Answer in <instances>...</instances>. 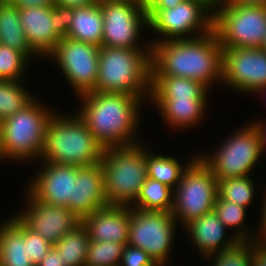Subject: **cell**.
Listing matches in <instances>:
<instances>
[{
    "label": "cell",
    "instance_id": "6da1fadb",
    "mask_svg": "<svg viewBox=\"0 0 266 266\" xmlns=\"http://www.w3.org/2000/svg\"><path fill=\"white\" fill-rule=\"evenodd\" d=\"M76 113L84 120L92 135L106 148L137 144L143 106L137 96L122 93L90 92L76 98Z\"/></svg>",
    "mask_w": 266,
    "mask_h": 266
},
{
    "label": "cell",
    "instance_id": "7a4b0ae2",
    "mask_svg": "<svg viewBox=\"0 0 266 266\" xmlns=\"http://www.w3.org/2000/svg\"><path fill=\"white\" fill-rule=\"evenodd\" d=\"M222 45L215 32L193 38L151 44V75L185 77L210 90L221 85Z\"/></svg>",
    "mask_w": 266,
    "mask_h": 266
},
{
    "label": "cell",
    "instance_id": "3957f363",
    "mask_svg": "<svg viewBox=\"0 0 266 266\" xmlns=\"http://www.w3.org/2000/svg\"><path fill=\"white\" fill-rule=\"evenodd\" d=\"M104 149L76 111L64 114V110L63 113L56 110L46 126L44 148L38 161L89 166L101 161Z\"/></svg>",
    "mask_w": 266,
    "mask_h": 266
},
{
    "label": "cell",
    "instance_id": "277c9868",
    "mask_svg": "<svg viewBox=\"0 0 266 266\" xmlns=\"http://www.w3.org/2000/svg\"><path fill=\"white\" fill-rule=\"evenodd\" d=\"M151 49L99 48L95 92L137 96L149 104Z\"/></svg>",
    "mask_w": 266,
    "mask_h": 266
},
{
    "label": "cell",
    "instance_id": "5b68a950",
    "mask_svg": "<svg viewBox=\"0 0 266 266\" xmlns=\"http://www.w3.org/2000/svg\"><path fill=\"white\" fill-rule=\"evenodd\" d=\"M38 97L0 122V153L7 164H35L42 154L46 126L57 109Z\"/></svg>",
    "mask_w": 266,
    "mask_h": 266
},
{
    "label": "cell",
    "instance_id": "8992f818",
    "mask_svg": "<svg viewBox=\"0 0 266 266\" xmlns=\"http://www.w3.org/2000/svg\"><path fill=\"white\" fill-rule=\"evenodd\" d=\"M145 142L104 149L100 163L108 205L130 206L139 196L147 179Z\"/></svg>",
    "mask_w": 266,
    "mask_h": 266
},
{
    "label": "cell",
    "instance_id": "52a82bcc",
    "mask_svg": "<svg viewBox=\"0 0 266 266\" xmlns=\"http://www.w3.org/2000/svg\"><path fill=\"white\" fill-rule=\"evenodd\" d=\"M234 131L214 145L212 152H196L217 180L254 175L255 167L261 166L264 156L256 128L247 122Z\"/></svg>",
    "mask_w": 266,
    "mask_h": 266
},
{
    "label": "cell",
    "instance_id": "ba28073f",
    "mask_svg": "<svg viewBox=\"0 0 266 266\" xmlns=\"http://www.w3.org/2000/svg\"><path fill=\"white\" fill-rule=\"evenodd\" d=\"M147 15L150 45L193 39L212 31L213 7L205 0H184L173 8L153 9Z\"/></svg>",
    "mask_w": 266,
    "mask_h": 266
},
{
    "label": "cell",
    "instance_id": "9c48e42d",
    "mask_svg": "<svg viewBox=\"0 0 266 266\" xmlns=\"http://www.w3.org/2000/svg\"><path fill=\"white\" fill-rule=\"evenodd\" d=\"M212 30L223 48H260L266 39V7L219 2Z\"/></svg>",
    "mask_w": 266,
    "mask_h": 266
},
{
    "label": "cell",
    "instance_id": "30bf717a",
    "mask_svg": "<svg viewBox=\"0 0 266 266\" xmlns=\"http://www.w3.org/2000/svg\"><path fill=\"white\" fill-rule=\"evenodd\" d=\"M172 215L183 228L191 220L213 211L218 183L212 171L197 157L182 173L174 188Z\"/></svg>",
    "mask_w": 266,
    "mask_h": 266
},
{
    "label": "cell",
    "instance_id": "8fae6325",
    "mask_svg": "<svg viewBox=\"0 0 266 266\" xmlns=\"http://www.w3.org/2000/svg\"><path fill=\"white\" fill-rule=\"evenodd\" d=\"M99 4L103 16L102 46L151 49L149 38L143 37L148 36V15L138 0H99Z\"/></svg>",
    "mask_w": 266,
    "mask_h": 266
},
{
    "label": "cell",
    "instance_id": "7c38bea8",
    "mask_svg": "<svg viewBox=\"0 0 266 266\" xmlns=\"http://www.w3.org/2000/svg\"><path fill=\"white\" fill-rule=\"evenodd\" d=\"M178 228L182 231L171 212L142 211L131 207L128 244L143 249L158 266H169L175 240L181 235L176 232Z\"/></svg>",
    "mask_w": 266,
    "mask_h": 266
},
{
    "label": "cell",
    "instance_id": "4fadbf2b",
    "mask_svg": "<svg viewBox=\"0 0 266 266\" xmlns=\"http://www.w3.org/2000/svg\"><path fill=\"white\" fill-rule=\"evenodd\" d=\"M99 48L93 44L65 37L45 57L59 68L64 81L74 91L75 99L93 92L98 75ZM48 59V60H47Z\"/></svg>",
    "mask_w": 266,
    "mask_h": 266
},
{
    "label": "cell",
    "instance_id": "5bb4252c",
    "mask_svg": "<svg viewBox=\"0 0 266 266\" xmlns=\"http://www.w3.org/2000/svg\"><path fill=\"white\" fill-rule=\"evenodd\" d=\"M221 87L238 94L266 85V51L260 48H223Z\"/></svg>",
    "mask_w": 266,
    "mask_h": 266
},
{
    "label": "cell",
    "instance_id": "9a60e30c",
    "mask_svg": "<svg viewBox=\"0 0 266 266\" xmlns=\"http://www.w3.org/2000/svg\"><path fill=\"white\" fill-rule=\"evenodd\" d=\"M23 190L24 205L14 214L52 245L82 223V218L69 208L37 201L25 188Z\"/></svg>",
    "mask_w": 266,
    "mask_h": 266
},
{
    "label": "cell",
    "instance_id": "2e32d148",
    "mask_svg": "<svg viewBox=\"0 0 266 266\" xmlns=\"http://www.w3.org/2000/svg\"><path fill=\"white\" fill-rule=\"evenodd\" d=\"M35 163L39 164V169L36 167L23 187L37 201L68 208L79 167L39 161Z\"/></svg>",
    "mask_w": 266,
    "mask_h": 266
},
{
    "label": "cell",
    "instance_id": "e0dca14e",
    "mask_svg": "<svg viewBox=\"0 0 266 266\" xmlns=\"http://www.w3.org/2000/svg\"><path fill=\"white\" fill-rule=\"evenodd\" d=\"M209 100V98H149V104L155 107L156 112L158 110L157 115L162 118L161 122H165L163 126L166 125L173 134L181 132L183 135L184 131L199 129L202 127L200 125L206 123L204 119L210 115L207 112Z\"/></svg>",
    "mask_w": 266,
    "mask_h": 266
},
{
    "label": "cell",
    "instance_id": "ac0fdd59",
    "mask_svg": "<svg viewBox=\"0 0 266 266\" xmlns=\"http://www.w3.org/2000/svg\"><path fill=\"white\" fill-rule=\"evenodd\" d=\"M183 228V232L180 233L185 232V237L190 241L188 244L199 252L200 260L210 254L229 249L239 241L232 233H228L229 230L219 220L214 210L191 220Z\"/></svg>",
    "mask_w": 266,
    "mask_h": 266
},
{
    "label": "cell",
    "instance_id": "d6986e66",
    "mask_svg": "<svg viewBox=\"0 0 266 266\" xmlns=\"http://www.w3.org/2000/svg\"><path fill=\"white\" fill-rule=\"evenodd\" d=\"M131 207L107 205L82 218V224L92 241L128 244Z\"/></svg>",
    "mask_w": 266,
    "mask_h": 266
},
{
    "label": "cell",
    "instance_id": "ffe728a7",
    "mask_svg": "<svg viewBox=\"0 0 266 266\" xmlns=\"http://www.w3.org/2000/svg\"><path fill=\"white\" fill-rule=\"evenodd\" d=\"M107 205L101 163L79 167L68 208L83 218Z\"/></svg>",
    "mask_w": 266,
    "mask_h": 266
},
{
    "label": "cell",
    "instance_id": "44dd1931",
    "mask_svg": "<svg viewBox=\"0 0 266 266\" xmlns=\"http://www.w3.org/2000/svg\"><path fill=\"white\" fill-rule=\"evenodd\" d=\"M19 15L28 43L45 59L62 39L52 26L51 6L20 8Z\"/></svg>",
    "mask_w": 266,
    "mask_h": 266
},
{
    "label": "cell",
    "instance_id": "7402d4cb",
    "mask_svg": "<svg viewBox=\"0 0 266 266\" xmlns=\"http://www.w3.org/2000/svg\"><path fill=\"white\" fill-rule=\"evenodd\" d=\"M0 222V266H35L28 256L23 222L15 214Z\"/></svg>",
    "mask_w": 266,
    "mask_h": 266
},
{
    "label": "cell",
    "instance_id": "603a6c76",
    "mask_svg": "<svg viewBox=\"0 0 266 266\" xmlns=\"http://www.w3.org/2000/svg\"><path fill=\"white\" fill-rule=\"evenodd\" d=\"M153 151L150 148L146 150L147 177L162 182L173 189L180 182L182 173L198 157L194 151L190 155L187 154L188 159L185 156L180 158L171 155V153L168 155L167 152ZM183 158L186 162L181 160Z\"/></svg>",
    "mask_w": 266,
    "mask_h": 266
},
{
    "label": "cell",
    "instance_id": "cb8c5ba5",
    "mask_svg": "<svg viewBox=\"0 0 266 266\" xmlns=\"http://www.w3.org/2000/svg\"><path fill=\"white\" fill-rule=\"evenodd\" d=\"M0 44L9 46L34 60H43L30 46L21 26L19 8L8 0H0Z\"/></svg>",
    "mask_w": 266,
    "mask_h": 266
},
{
    "label": "cell",
    "instance_id": "d4e9b609",
    "mask_svg": "<svg viewBox=\"0 0 266 266\" xmlns=\"http://www.w3.org/2000/svg\"><path fill=\"white\" fill-rule=\"evenodd\" d=\"M66 37L102 46L103 16L99 1L91 6L74 8V17Z\"/></svg>",
    "mask_w": 266,
    "mask_h": 266
},
{
    "label": "cell",
    "instance_id": "484cf974",
    "mask_svg": "<svg viewBox=\"0 0 266 266\" xmlns=\"http://www.w3.org/2000/svg\"><path fill=\"white\" fill-rule=\"evenodd\" d=\"M204 84L185 77L151 75L149 98H210Z\"/></svg>",
    "mask_w": 266,
    "mask_h": 266
},
{
    "label": "cell",
    "instance_id": "4316f807",
    "mask_svg": "<svg viewBox=\"0 0 266 266\" xmlns=\"http://www.w3.org/2000/svg\"><path fill=\"white\" fill-rule=\"evenodd\" d=\"M213 210L217 214L219 220L227 227L229 232L232 233L239 241L254 240L255 226L252 224V229L246 223L247 214L249 220V210L247 208L221 199L218 196Z\"/></svg>",
    "mask_w": 266,
    "mask_h": 266
},
{
    "label": "cell",
    "instance_id": "83f0119b",
    "mask_svg": "<svg viewBox=\"0 0 266 266\" xmlns=\"http://www.w3.org/2000/svg\"><path fill=\"white\" fill-rule=\"evenodd\" d=\"M173 193L174 189L170 186L147 177L130 207L142 211L171 212Z\"/></svg>",
    "mask_w": 266,
    "mask_h": 266
},
{
    "label": "cell",
    "instance_id": "f1b7e54d",
    "mask_svg": "<svg viewBox=\"0 0 266 266\" xmlns=\"http://www.w3.org/2000/svg\"><path fill=\"white\" fill-rule=\"evenodd\" d=\"M253 175L238 176L233 178H226L217 180L218 183V196L221 199L236 203L249 210L252 206L254 199H258L257 195H262L263 187H257ZM259 188V189H257ZM260 191V192H258ZM259 193V194H258Z\"/></svg>",
    "mask_w": 266,
    "mask_h": 266
},
{
    "label": "cell",
    "instance_id": "f546056e",
    "mask_svg": "<svg viewBox=\"0 0 266 266\" xmlns=\"http://www.w3.org/2000/svg\"><path fill=\"white\" fill-rule=\"evenodd\" d=\"M89 242L87 229L81 223L53 246L61 253L64 266H85Z\"/></svg>",
    "mask_w": 266,
    "mask_h": 266
},
{
    "label": "cell",
    "instance_id": "4dcf8cb0",
    "mask_svg": "<svg viewBox=\"0 0 266 266\" xmlns=\"http://www.w3.org/2000/svg\"><path fill=\"white\" fill-rule=\"evenodd\" d=\"M26 80H0V122L23 109L36 96L31 93Z\"/></svg>",
    "mask_w": 266,
    "mask_h": 266
},
{
    "label": "cell",
    "instance_id": "1f68e13d",
    "mask_svg": "<svg viewBox=\"0 0 266 266\" xmlns=\"http://www.w3.org/2000/svg\"><path fill=\"white\" fill-rule=\"evenodd\" d=\"M31 62L26 55L18 50L0 44V80H27L25 78L29 73Z\"/></svg>",
    "mask_w": 266,
    "mask_h": 266
},
{
    "label": "cell",
    "instance_id": "d6a6232c",
    "mask_svg": "<svg viewBox=\"0 0 266 266\" xmlns=\"http://www.w3.org/2000/svg\"><path fill=\"white\" fill-rule=\"evenodd\" d=\"M125 245L90 240L85 266H119Z\"/></svg>",
    "mask_w": 266,
    "mask_h": 266
},
{
    "label": "cell",
    "instance_id": "836d02e7",
    "mask_svg": "<svg viewBox=\"0 0 266 266\" xmlns=\"http://www.w3.org/2000/svg\"><path fill=\"white\" fill-rule=\"evenodd\" d=\"M252 241H238L233 247L200 260L206 266H251ZM206 263V264H204Z\"/></svg>",
    "mask_w": 266,
    "mask_h": 266
},
{
    "label": "cell",
    "instance_id": "e575fe53",
    "mask_svg": "<svg viewBox=\"0 0 266 266\" xmlns=\"http://www.w3.org/2000/svg\"><path fill=\"white\" fill-rule=\"evenodd\" d=\"M23 236L27 241V251L30 261L36 266L46 256L48 251L52 248L49 243L40 234L33 232L23 223Z\"/></svg>",
    "mask_w": 266,
    "mask_h": 266
},
{
    "label": "cell",
    "instance_id": "d590c367",
    "mask_svg": "<svg viewBox=\"0 0 266 266\" xmlns=\"http://www.w3.org/2000/svg\"><path fill=\"white\" fill-rule=\"evenodd\" d=\"M74 17V8L69 6H62L54 4L51 6V22L55 32L61 37L65 38L68 29Z\"/></svg>",
    "mask_w": 266,
    "mask_h": 266
},
{
    "label": "cell",
    "instance_id": "8d00e7d4",
    "mask_svg": "<svg viewBox=\"0 0 266 266\" xmlns=\"http://www.w3.org/2000/svg\"><path fill=\"white\" fill-rule=\"evenodd\" d=\"M119 266H158L143 249L126 244Z\"/></svg>",
    "mask_w": 266,
    "mask_h": 266
},
{
    "label": "cell",
    "instance_id": "74e56055",
    "mask_svg": "<svg viewBox=\"0 0 266 266\" xmlns=\"http://www.w3.org/2000/svg\"><path fill=\"white\" fill-rule=\"evenodd\" d=\"M262 183L261 186H263V191H262V195L259 198V200L261 201L259 204L257 203L258 206V214H259V219L258 217L256 218L258 221V226L256 225L255 228V235H254V242L257 244H264L266 245V185ZM265 186V187H264ZM262 205V206H261ZM261 207V208H260Z\"/></svg>",
    "mask_w": 266,
    "mask_h": 266
},
{
    "label": "cell",
    "instance_id": "f35d334b",
    "mask_svg": "<svg viewBox=\"0 0 266 266\" xmlns=\"http://www.w3.org/2000/svg\"><path fill=\"white\" fill-rule=\"evenodd\" d=\"M184 0H138L142 9L148 14L153 9L173 8Z\"/></svg>",
    "mask_w": 266,
    "mask_h": 266
},
{
    "label": "cell",
    "instance_id": "ab89813d",
    "mask_svg": "<svg viewBox=\"0 0 266 266\" xmlns=\"http://www.w3.org/2000/svg\"><path fill=\"white\" fill-rule=\"evenodd\" d=\"M36 266H64V262L61 259V253L52 246L46 256Z\"/></svg>",
    "mask_w": 266,
    "mask_h": 266
},
{
    "label": "cell",
    "instance_id": "60d3db41",
    "mask_svg": "<svg viewBox=\"0 0 266 266\" xmlns=\"http://www.w3.org/2000/svg\"><path fill=\"white\" fill-rule=\"evenodd\" d=\"M249 119V123H251L257 130L258 135L261 141V149L263 156L266 155V119L264 118H251ZM261 119V120H260ZM264 119V120H263Z\"/></svg>",
    "mask_w": 266,
    "mask_h": 266
},
{
    "label": "cell",
    "instance_id": "b9f144b4",
    "mask_svg": "<svg viewBox=\"0 0 266 266\" xmlns=\"http://www.w3.org/2000/svg\"><path fill=\"white\" fill-rule=\"evenodd\" d=\"M10 3L20 8L53 6L54 0H8Z\"/></svg>",
    "mask_w": 266,
    "mask_h": 266
},
{
    "label": "cell",
    "instance_id": "7bdbcfd3",
    "mask_svg": "<svg viewBox=\"0 0 266 266\" xmlns=\"http://www.w3.org/2000/svg\"><path fill=\"white\" fill-rule=\"evenodd\" d=\"M99 0H54V4L69 6L73 8L91 6Z\"/></svg>",
    "mask_w": 266,
    "mask_h": 266
},
{
    "label": "cell",
    "instance_id": "ee69618b",
    "mask_svg": "<svg viewBox=\"0 0 266 266\" xmlns=\"http://www.w3.org/2000/svg\"><path fill=\"white\" fill-rule=\"evenodd\" d=\"M223 3H231L235 5L245 6H265L266 0H222Z\"/></svg>",
    "mask_w": 266,
    "mask_h": 266
},
{
    "label": "cell",
    "instance_id": "f6af8a7d",
    "mask_svg": "<svg viewBox=\"0 0 266 266\" xmlns=\"http://www.w3.org/2000/svg\"><path fill=\"white\" fill-rule=\"evenodd\" d=\"M252 96L257 95L258 98L266 99V85L260 86L259 88H256L252 93H250ZM254 94V95H253Z\"/></svg>",
    "mask_w": 266,
    "mask_h": 266
},
{
    "label": "cell",
    "instance_id": "bcb514c9",
    "mask_svg": "<svg viewBox=\"0 0 266 266\" xmlns=\"http://www.w3.org/2000/svg\"><path fill=\"white\" fill-rule=\"evenodd\" d=\"M205 1H207L212 7H215L222 0H205Z\"/></svg>",
    "mask_w": 266,
    "mask_h": 266
},
{
    "label": "cell",
    "instance_id": "7dc6e473",
    "mask_svg": "<svg viewBox=\"0 0 266 266\" xmlns=\"http://www.w3.org/2000/svg\"><path fill=\"white\" fill-rule=\"evenodd\" d=\"M262 48L266 51V39H265V42H264Z\"/></svg>",
    "mask_w": 266,
    "mask_h": 266
},
{
    "label": "cell",
    "instance_id": "c3c4849f",
    "mask_svg": "<svg viewBox=\"0 0 266 266\" xmlns=\"http://www.w3.org/2000/svg\"><path fill=\"white\" fill-rule=\"evenodd\" d=\"M0 162H3V164H6V163L3 161L2 157H1V153H0ZM0 164H1V163H0Z\"/></svg>",
    "mask_w": 266,
    "mask_h": 266
}]
</instances>
